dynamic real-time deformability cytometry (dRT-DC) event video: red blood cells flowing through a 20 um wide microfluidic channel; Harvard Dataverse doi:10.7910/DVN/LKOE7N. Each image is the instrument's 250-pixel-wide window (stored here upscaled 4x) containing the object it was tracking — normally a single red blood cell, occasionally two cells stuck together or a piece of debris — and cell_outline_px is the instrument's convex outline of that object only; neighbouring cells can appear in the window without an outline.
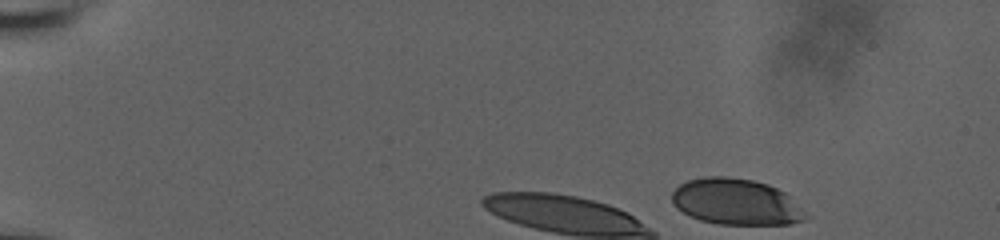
{"species": "human", "species_latin": "Homo sapiens", "temperature_condition": "room temperature", "stored_images_in_passage": 3, "camera_frame_rate_fps": 3000, "um_per_image_px": 0.085, "donor": {"sex": "male"}, "frame": {"image": 1, "passage_image": 1, "time_ms": 0.0, "image_size_px": [1000, 240], "cell_outline_px": [[812, 216], [804, 220], [788, 224], [716, 224], [700, 220], [688, 216], [676, 208], [672, 204], [672, 192], [680, 184], [688, 180], [704, 176], [724, 176], [752, 180], [768, 184], [784, 192]], "centroid_in_image_um": [62.56, 17.16], "position_along_channel_um": 22.4, "area_um2": 36.24}}